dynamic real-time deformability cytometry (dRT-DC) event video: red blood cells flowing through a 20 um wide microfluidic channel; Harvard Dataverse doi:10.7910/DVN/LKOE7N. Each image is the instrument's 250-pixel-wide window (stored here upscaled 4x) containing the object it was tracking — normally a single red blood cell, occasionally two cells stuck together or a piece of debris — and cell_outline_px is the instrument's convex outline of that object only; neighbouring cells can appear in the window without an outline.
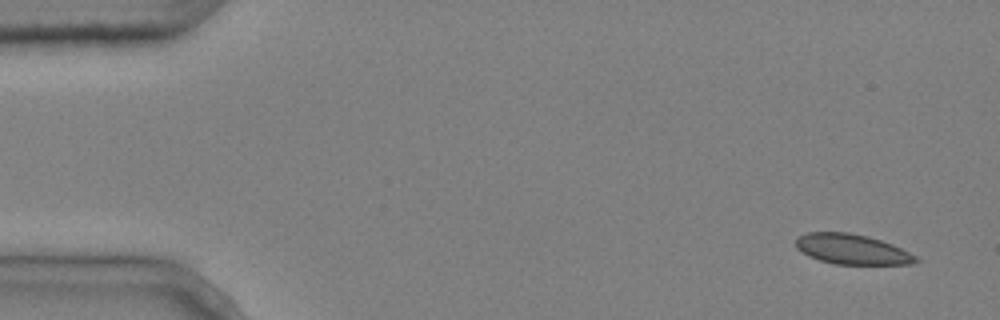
{"species": "common noctule bat (a hibernating species)", "species_latin": "Nyctalus noctula", "temperature_condition": "cold", "stored_images_in_passage": 7, "camera_frame_rate_fps": 3000, "um_per_image_px": 0.085, "animal": {"sex": "male", "body_mass_g": 20.4}, "frame": {"image": 1, "passage_image": 1, "time_ms": 0.0, "image_size_px": [1000, 320], "cell_outline_px": [[920, 260], [912, 264], [836, 264], [820, 260], [808, 256], [796, 248], [796, 236], [808, 232], [848, 232], [868, 236], [892, 244], [916, 256]], "centroid_in_image_um": [72.39, 21.18], "position_along_channel_um": 12.6, "area_um2": 21.04}}
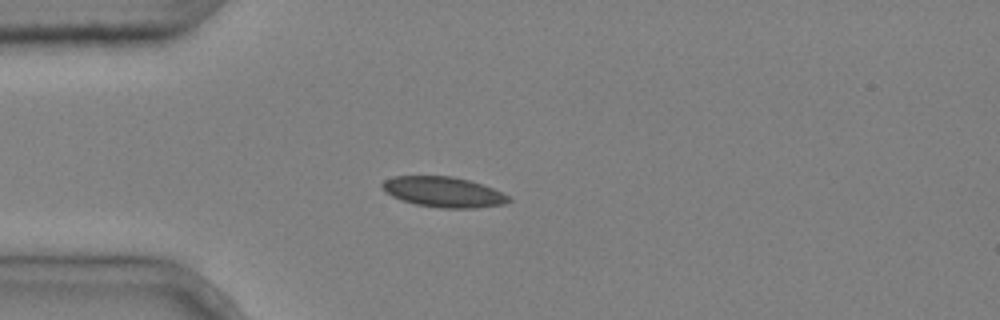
{"frame": {"image": 2, "passage_image": 4, "time_ms": 1.0, "image_size_px": [1000, 320], "cell_outline_px": [[512, 200], [504, 204], [476, 208], [440, 208], [416, 204], [400, 200], [384, 192], [380, 184], [384, 180], [392, 176], [452, 176], [468, 180], [492, 188], [508, 196]], "centroid_in_image_um": [37.64, 16.32], "position_along_channel_um": 47.4, "area_um2": 22.37}}